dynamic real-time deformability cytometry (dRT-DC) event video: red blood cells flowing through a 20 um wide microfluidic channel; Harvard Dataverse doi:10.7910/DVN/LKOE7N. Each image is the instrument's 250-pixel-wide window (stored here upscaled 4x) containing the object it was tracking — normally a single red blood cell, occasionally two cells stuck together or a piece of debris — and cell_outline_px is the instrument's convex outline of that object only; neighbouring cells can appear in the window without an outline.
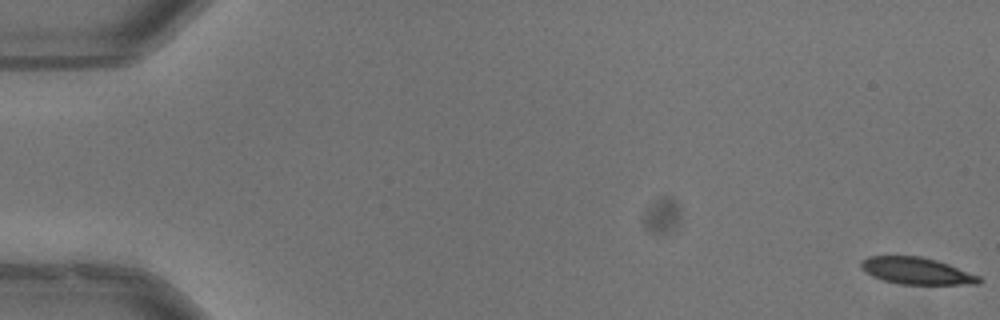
{"species": "common noctule bat (a hibernating species)", "species_latin": "Nyctalus noctula", "temperature_condition": "warm", "stored_images_in_passage": 53, "camera_frame_rate_fps": 3000, "um_per_image_px": 0.085, "animal": {"sex": "male", "body_mass_g": 13.3}, "frame": {"image": 1, "passage_image": 1, "time_ms": 0.0, "image_size_px": [1000, 320], "cell_outline_px": [[984, 280], [980, 284], [900, 284], [884, 280], [872, 276], [860, 268], [860, 260], [868, 256], [920, 256], [936, 260], [948, 264], [980, 276]], "centroid_in_image_um": [77.9, 23.02], "position_along_channel_um": 7.1, "area_um2": 18.5}}
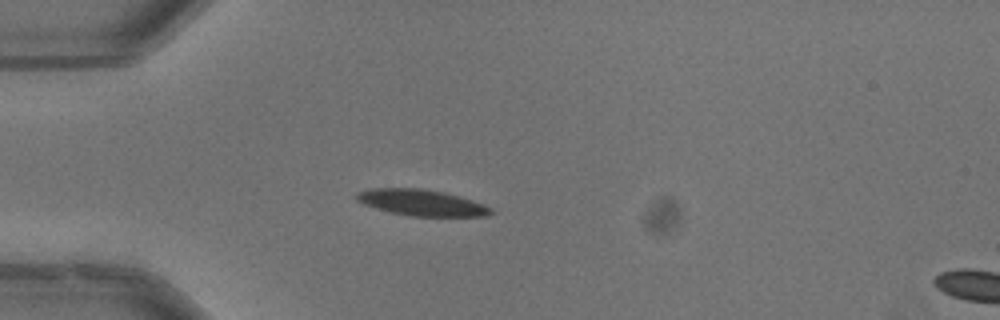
{"frame": {"image": 2, "passage_image": 16, "time_ms": 5.0, "image_size_px": [1000, 320], "cell_outline_px": [[496, 212], [484, 216], [408, 216], [376, 208], [364, 204], [356, 200], [356, 192], [372, 188], [420, 188], [444, 192], [460, 196], [484, 204], [492, 208]], "centroid_in_image_um": [35.85, 17.22], "position_along_channel_um": 49.1, "area_um2": 20.52}, "authors_computed_cell_mechanics": {"area_um2": 20.519, "velocity_mm_per_s": 3.9757, "shape_relaxation_time_tau1_ms": 3.3182, "shape_relaxation_time_tau2_ms": 2.0596, "deformation_change_tau1": 0.1222, "deformation_change_tau2": 0.049}}